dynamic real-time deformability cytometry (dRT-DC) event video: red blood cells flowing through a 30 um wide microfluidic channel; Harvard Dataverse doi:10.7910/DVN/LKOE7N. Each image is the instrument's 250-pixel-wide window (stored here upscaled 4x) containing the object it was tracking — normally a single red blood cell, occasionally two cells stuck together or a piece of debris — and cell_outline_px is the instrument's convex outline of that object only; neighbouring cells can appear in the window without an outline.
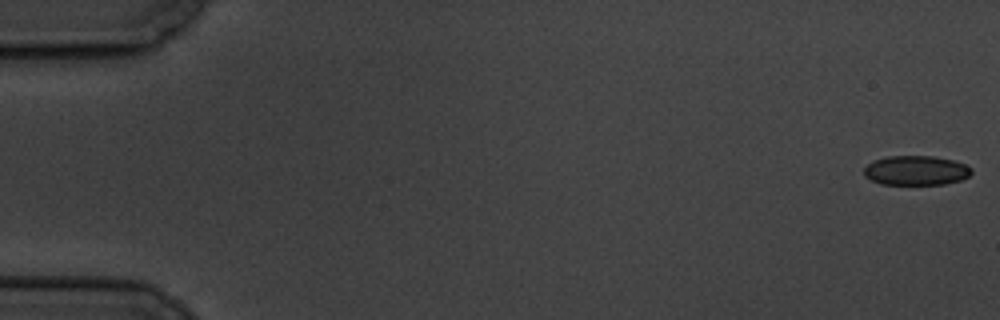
{"species": "common noctule bat (a hibernating species)", "species_latin": "Nyctalus noctula", "temperature_condition": "cold", "stored_images_in_passage": 5, "camera_frame_rate_fps": 3000, "um_per_image_px": 0.085, "animal": {"sex": "male", "body_mass_g": 19.5, "forearm_length_mm": 54.6}, "frame": {"image": 1, "passage_image": 1, "time_ms": 0.0, "image_size_px": [1000, 320], "cell_outline_px": [[972, 172], [968, 176], [960, 180], [944, 184], [880, 184], [864, 176], [864, 168], [872, 160], [888, 156], [932, 156], [952, 160], [964, 164], [972, 168]], "centroid_in_image_um": [77.83, 14.48], "position_along_channel_um": 7.2, "area_um2": 18.44}}
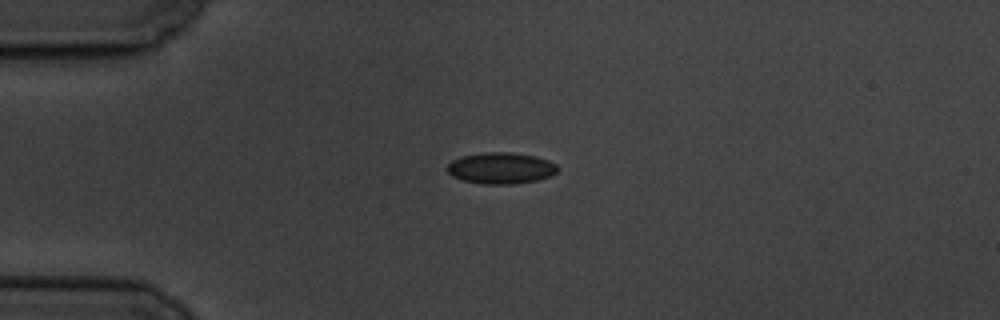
{"frame": {"image": 2, "passage_image": 5, "time_ms": 4.667, "image_size_px": [1000, 320], "cell_outline_px": [[560, 168], [552, 176], [536, 180], [516, 184], [484, 184], [464, 180], [452, 176], [444, 168], [452, 160], [460, 156], [484, 152], [512, 152], [536, 156], [548, 160], [556, 164]], "centroid_in_image_um": [42.58, 14.28], "position_along_channel_um": 42.4, "area_um2": 20.4}}